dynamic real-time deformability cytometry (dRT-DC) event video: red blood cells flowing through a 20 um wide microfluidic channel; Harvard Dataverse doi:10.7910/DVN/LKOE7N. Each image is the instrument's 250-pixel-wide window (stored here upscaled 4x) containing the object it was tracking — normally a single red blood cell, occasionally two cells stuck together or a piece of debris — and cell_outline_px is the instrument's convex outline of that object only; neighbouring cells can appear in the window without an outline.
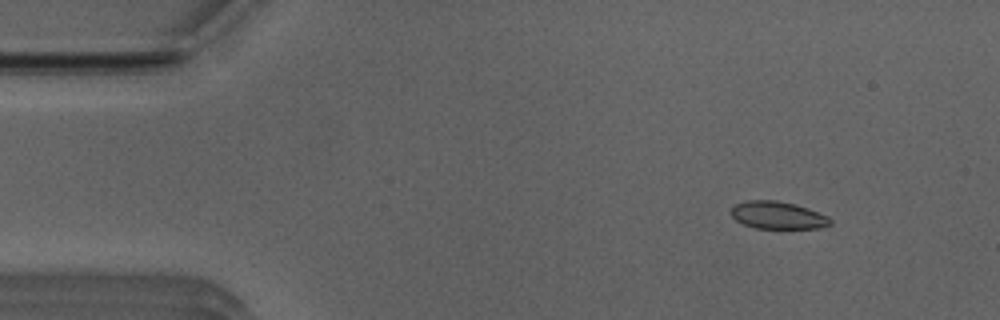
{"species": "Egyptian fruit bat (a non-hibernating species)", "species_latin": "Rousettus aegyptiacus", "temperature_condition": "room temperature", "stored_images_in_passage": 50, "camera_frame_rate_fps": 3000, "um_per_image_px": 0.085, "animal": {"sex": "male"}, "frame": {"image": 1, "passage_image": 4, "time_ms": 1.0, "image_size_px": [1000, 320], "cell_outline_px": [[832, 224], [816, 228], [756, 228], [744, 224], [736, 220], [732, 216], [732, 208], [736, 204], [748, 200], [776, 200], [796, 204], [808, 208], [828, 216], [832, 220]], "centroid_in_image_um": [66.13, 18.29], "position_along_channel_um": 18.9, "area_um2": 15.78}}
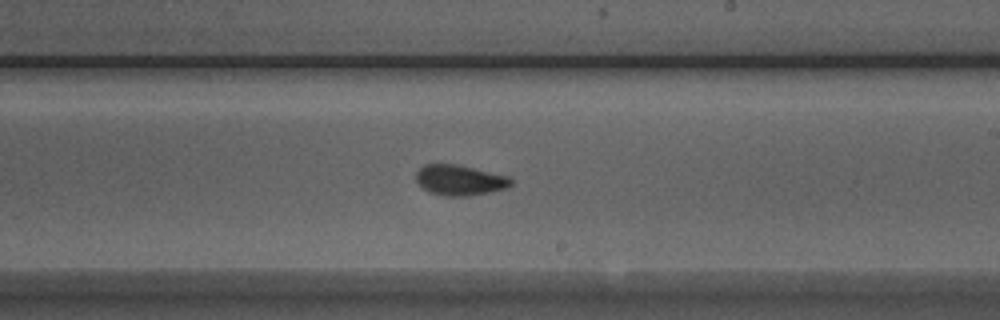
{"frame": {"image": 2, "passage_image": 28, "time_ms": 9.0, "image_size_px": [1000, 320], "cell_outline_px": [[512, 184], [508, 188], [468, 196], [444, 196], [428, 192], [420, 188], [416, 180], [416, 172], [424, 164], [456, 164], [508, 176], [512, 180]], "centroid_in_image_um": [39.04, 15.32], "position_along_channel_um": 250.0, "area_um2": 16.94}}
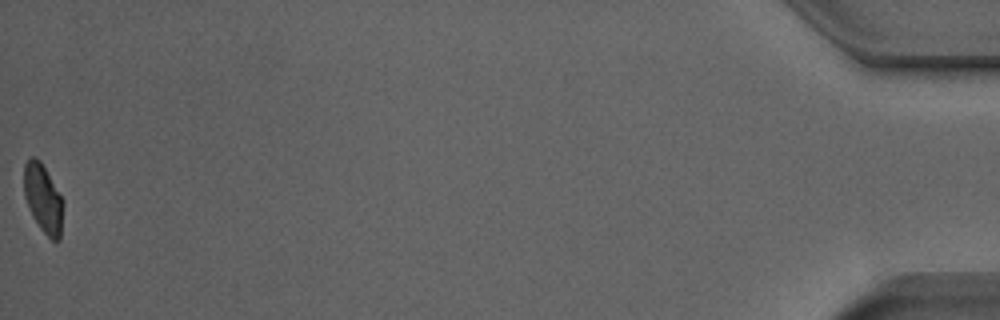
{"frame": {"image": 3, "passage_image": 50, "time_ms": 16.333, "image_size_px": [1000, 320], "cell_outline_px": [[64, 204], [60, 240], [52, 240], [40, 228], [32, 216], [24, 196], [24, 164], [32, 156], [36, 156], [40, 160], [64, 200]], "centroid_in_image_um": [3.68, 16.87], "position_along_channel_um": 431.5, "area_um2": 15.78}, "authors_computed_cell_mechanics": {"area_um2": 16.762, "velocity_mm_per_s": 3.949, "shape_relaxation_time_tau1_ms": 3.4727, "shape_relaxation_time_tau2_ms": 1.039, "deformation_change_tau1": 0.0862, "deformation_change_tau2": 0.0424}}